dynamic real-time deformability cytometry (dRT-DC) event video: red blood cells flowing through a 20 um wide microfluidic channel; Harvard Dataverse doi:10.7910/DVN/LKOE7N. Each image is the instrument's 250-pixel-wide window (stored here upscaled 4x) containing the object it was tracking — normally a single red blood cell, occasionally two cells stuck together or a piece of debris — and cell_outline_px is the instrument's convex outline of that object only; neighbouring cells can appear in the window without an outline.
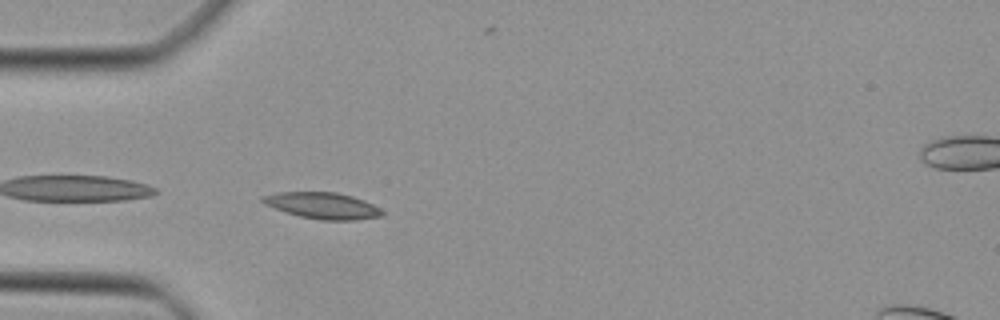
{"species": "Egyptian fruit bat (a non-hibernating species)", "species_latin": "Rousettus aegyptiacus", "temperature_condition": "cold", "stored_images_in_passage": 34, "camera_frame_rate_fps": 3000, "um_per_image_px": 0.085, "animal": {"sex": "female"}, "frame": {"image": 1, "passage_image": 1, "time_ms": 0.0, "image_size_px": [1000, 320], "cell_outline_px": [[384, 216], [356, 220], [320, 220], [300, 216], [284, 212], [264, 204], [260, 200], [260, 196], [276, 192], [336, 192], [352, 196], [364, 200], [380, 208], [384, 212]], "centroid_in_image_um": [27.4, 17.48], "position_along_channel_um": 57.6, "area_um2": 18.55}}
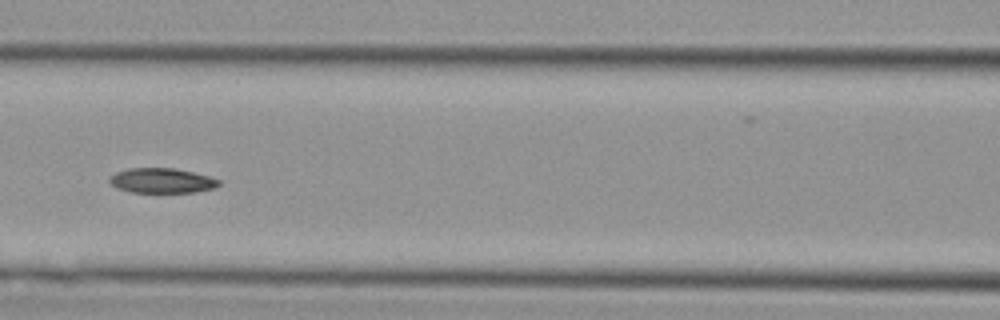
{"frame": {"image": 2, "passage_image": 8, "time_ms": 2.333, "image_size_px": [1000, 320], "cell_outline_px": [[220, 184], [216, 188], [196, 192], [132, 192], [116, 188], [108, 180], [116, 172], [128, 168], [176, 168], [208, 176], [220, 180]], "centroid_in_image_um": [13.77, 15.35], "position_along_channel_um": 152.8, "area_um2": 15.84}}
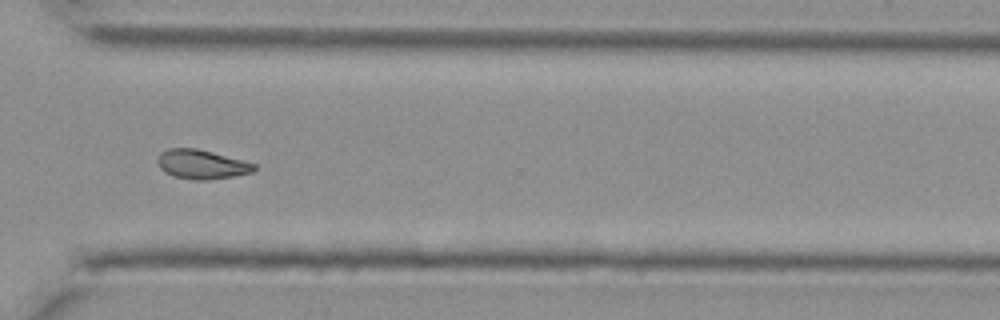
{"frame": {"image": 3, "passage_image": 22, "time_ms": 7.0, "image_size_px": [1000, 320], "cell_outline_px": [[256, 168], [252, 172], [232, 176], [208, 180], [196, 180], [172, 176], [164, 172], [160, 168], [156, 160], [160, 152], [168, 148], [196, 148], [212, 152], [256, 164]], "centroid_in_image_um": [17.09, 13.97], "position_along_channel_um": 353.5, "area_um2": 16.42}}